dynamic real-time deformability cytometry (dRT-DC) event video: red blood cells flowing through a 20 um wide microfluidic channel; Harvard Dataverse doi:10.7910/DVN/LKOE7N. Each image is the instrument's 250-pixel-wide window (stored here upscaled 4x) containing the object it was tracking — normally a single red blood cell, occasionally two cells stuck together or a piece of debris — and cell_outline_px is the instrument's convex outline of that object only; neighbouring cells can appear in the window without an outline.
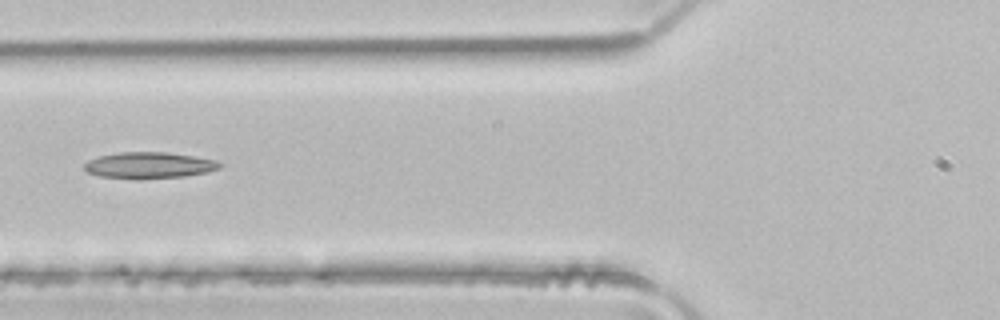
{"species": "common noctule bat (a hibernating species)", "species_latin": "Nyctalus noctula", "temperature_condition": "room temperature", "stored_images_in_passage": 6, "camera_frame_rate_fps": 3000, "um_per_image_px": 0.085, "animal": {"sex": "male", "body_mass_g": 21.5, "forearm_length_mm": 52.0}, "frame": {"image": 1, "passage_image": 6, "time_ms": 1.667, "image_size_px": [1000, 320], "cell_outline_px": [[220, 168], [208, 172], [184, 176], [140, 180], [136, 180], [100, 176], [88, 172], [84, 168], [84, 164], [88, 160], [100, 156], [120, 152], [164, 152], [192, 156], [216, 160], [220, 164]], "centroid_in_image_um": [12.65, 14.06], "position_along_channel_um": 113.2, "area_um2": 20.81}}